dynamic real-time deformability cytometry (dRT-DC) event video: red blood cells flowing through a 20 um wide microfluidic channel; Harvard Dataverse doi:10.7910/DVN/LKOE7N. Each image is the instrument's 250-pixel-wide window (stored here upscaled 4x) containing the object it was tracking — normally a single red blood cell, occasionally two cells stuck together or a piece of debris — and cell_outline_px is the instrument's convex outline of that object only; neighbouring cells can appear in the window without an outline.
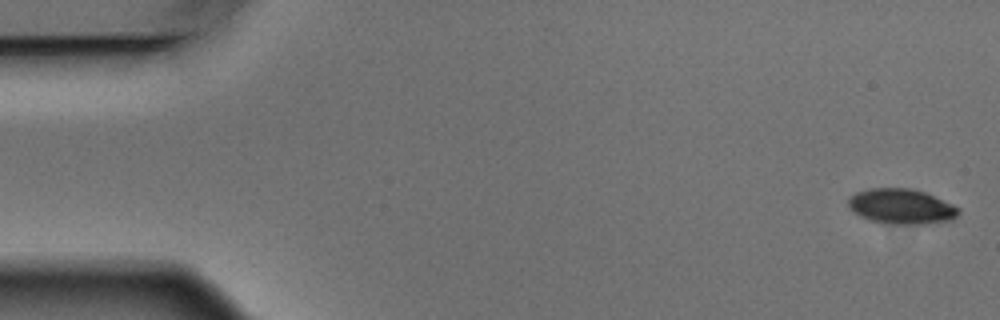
{"species": "Egyptian fruit bat (a non-hibernating species)", "species_latin": "Rousettus aegyptiacus", "temperature_condition": "warm", "stored_images_in_passage": 5, "camera_frame_rate_fps": 3000, "um_per_image_px": 0.085, "animal": {"sex": "male"}, "frame": {"image": 1, "passage_image": 1, "time_ms": 0.0, "image_size_px": [1000, 320], "cell_outline_px": [[960, 212], [952, 220], [924, 224], [904, 224], [872, 220], [860, 216], [852, 212], [848, 208], [848, 196], [856, 192], [868, 188], [912, 188], [924, 192], [952, 204], [960, 208]], "centroid_in_image_um": [76.59, 17.53], "position_along_channel_um": 8.4, "area_um2": 22.54}}
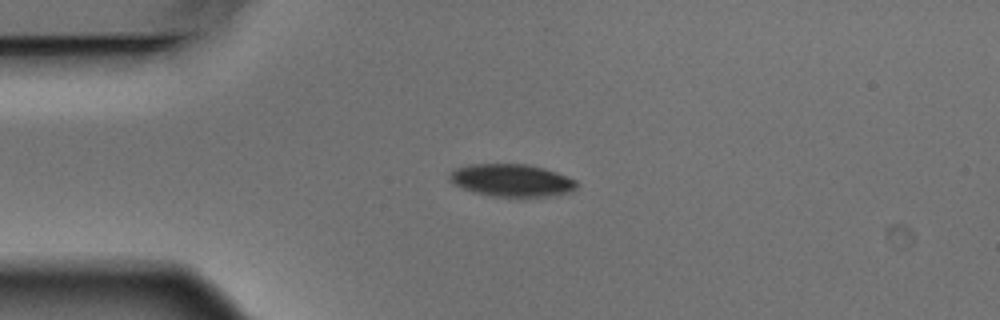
{"frame": {"image": 2, "passage_image": 4, "time_ms": 1.0, "image_size_px": [1000, 320], "cell_outline_px": [[576, 188], [568, 192], [548, 196], [492, 196], [472, 192], [452, 184], [448, 176], [456, 168], [468, 164], [528, 164], [544, 168], [556, 172], [576, 180]], "centroid_in_image_um": [43.44, 15.32], "position_along_channel_um": 41.6, "area_um2": 23.93}}